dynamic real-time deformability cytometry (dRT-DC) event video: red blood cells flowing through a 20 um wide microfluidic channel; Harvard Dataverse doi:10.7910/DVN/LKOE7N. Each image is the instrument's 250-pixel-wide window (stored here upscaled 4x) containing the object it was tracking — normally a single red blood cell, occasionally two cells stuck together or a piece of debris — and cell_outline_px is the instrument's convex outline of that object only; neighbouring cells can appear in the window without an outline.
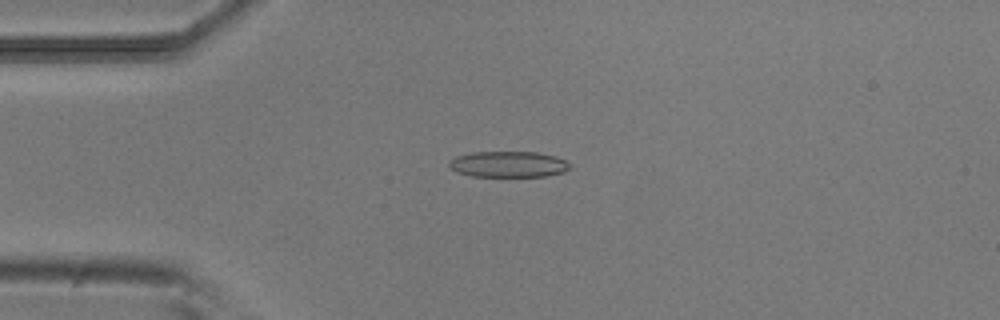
{"species": "common noctule bat (a hibernating species)", "species_latin": "Nyctalus noctula", "temperature_condition": "room temperature", "stored_images_in_passage": 53, "camera_frame_rate_fps": 3000, "um_per_image_px": 0.085, "animal": {"sex": "male", "body_mass_g": 20.5, "forearm_length_mm": 52.5}, "frame": {"image": 1, "passage_image": 13, "time_ms": 4.0, "image_size_px": [1000, 320], "cell_outline_px": [[572, 168], [564, 172], [548, 176], [472, 176], [456, 172], [448, 164], [456, 156], [472, 152], [536, 152], [556, 156], [572, 164]], "centroid_in_image_um": [43.27, 13.96], "position_along_channel_um": 41.7, "area_um2": 18.32}}
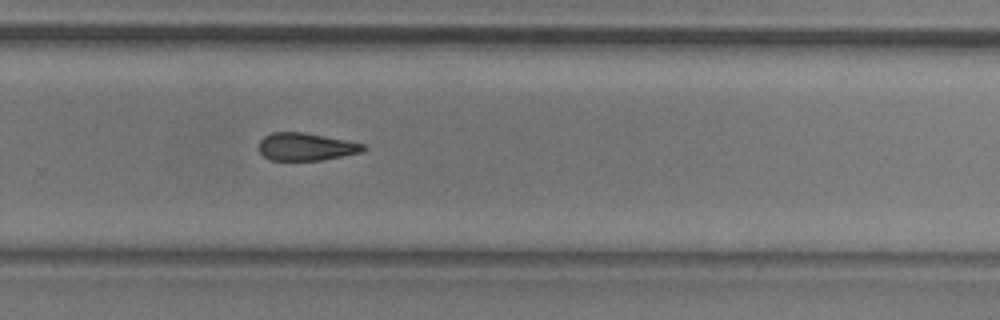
{"frame": {"image": 2, "passage_image": 35, "time_ms": 11.333, "image_size_px": [1000, 320], "cell_outline_px": [[368, 148], [360, 152], [320, 160], [272, 160], [264, 156], [260, 152], [260, 140], [264, 136], [272, 132], [304, 132], [348, 140], [364, 144]], "centroid_in_image_um": [26.02, 12.46], "position_along_channel_um": 303.8, "area_um2": 16.7}}
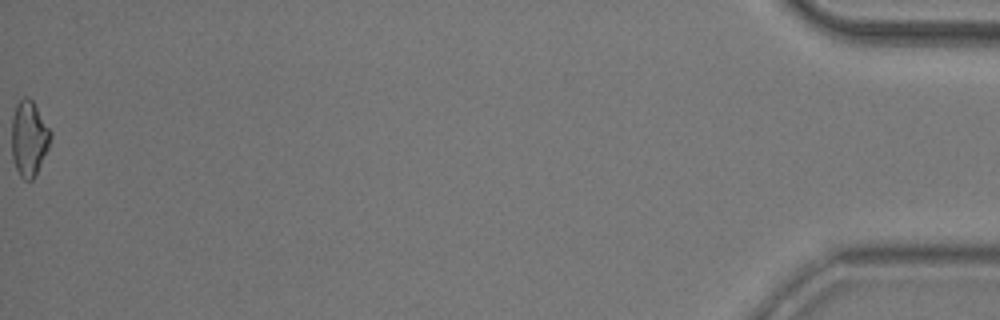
{"frame": {"image": 3, "passage_image": 53, "time_ms": 17.333, "image_size_px": [1000, 320], "cell_outline_px": [[52, 136], [48, 148], [36, 176], [32, 180], [24, 180], [20, 176], [16, 168], [12, 156], [12, 116], [16, 104], [24, 96], [28, 96], [32, 100], [52, 132]], "centroid_in_image_um": [2.47, 11.77], "position_along_channel_um": 432.7, "area_um2": 17.17}, "authors_computed_cell_mechanics": {"area_um2": 17.9758, "velocity_mm_per_s": 3.8618, "shape_relaxation_time_tau1_ms": 9.4661, "shape_relaxation_time_tau2_ms": 7.9928, "deformation_change_tau1": 0.1692, "deformation_change_tau2": 0.198}}